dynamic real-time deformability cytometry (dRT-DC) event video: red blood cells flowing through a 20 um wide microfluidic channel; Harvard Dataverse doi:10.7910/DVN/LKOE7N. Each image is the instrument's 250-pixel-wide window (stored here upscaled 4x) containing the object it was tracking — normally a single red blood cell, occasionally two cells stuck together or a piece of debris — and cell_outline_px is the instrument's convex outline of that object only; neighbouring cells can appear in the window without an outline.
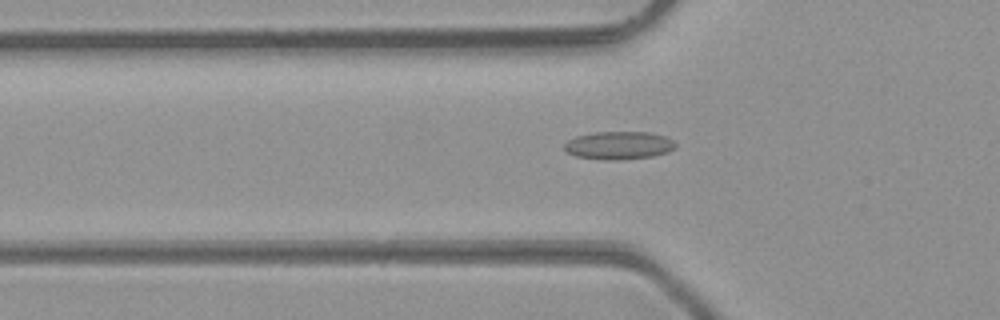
{"species": "common noctule bat (a hibernating species)", "species_latin": "Nyctalus noctula", "temperature_condition": "room temperature", "stored_images_in_passage": 40, "segment_of_instrument_passage": [1, 2], "camera_frame_rate_fps": 3000, "um_per_image_px": 0.085, "animal": {"sex": "male", "body_mass_g": 23.1, "forearm_length_mm": 52.7}, "frame": {"image": 1, "passage_image": 7, "time_ms": 2.0, "image_size_px": [1000, 320], "cell_outline_px": [[676, 148], [668, 152], [652, 156], [620, 160], [604, 160], [576, 156], [568, 152], [564, 148], [564, 144], [568, 140], [576, 136], [596, 132], [648, 132], [668, 136], [676, 144]], "centroid_in_image_um": [52.63, 12.35], "position_along_channel_um": 73.2, "area_um2": 18.21}}
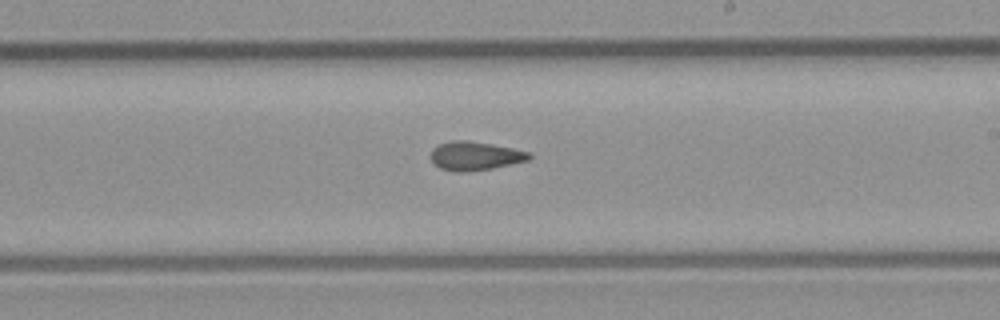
{"frame": {"image": 2, "passage_image": 19, "time_ms": 6.0, "image_size_px": [1000, 320], "cell_outline_px": [[532, 156], [528, 160], [492, 168], [464, 172], [456, 172], [440, 168], [428, 156], [432, 148], [440, 144], [452, 140], [468, 140], [492, 144], [532, 152]], "centroid_in_image_um": [40.36, 13.24], "position_along_channel_um": 248.6, "area_um2": 16.53}}
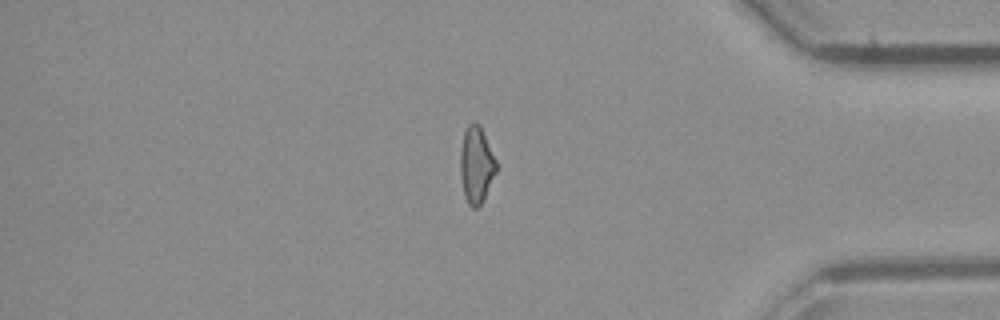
{"frame": {"image": 3, "passage_image": 31, "time_ms": 10.0, "image_size_px": [1000, 320], "cell_outline_px": [[496, 172], [480, 204], [476, 208], [472, 208], [468, 204], [464, 196], [460, 176], [460, 152], [464, 132], [468, 124], [480, 124], [496, 160]], "centroid_in_image_um": [40.46, 14.01], "position_along_channel_um": 394.7, "area_um2": 15.84}}